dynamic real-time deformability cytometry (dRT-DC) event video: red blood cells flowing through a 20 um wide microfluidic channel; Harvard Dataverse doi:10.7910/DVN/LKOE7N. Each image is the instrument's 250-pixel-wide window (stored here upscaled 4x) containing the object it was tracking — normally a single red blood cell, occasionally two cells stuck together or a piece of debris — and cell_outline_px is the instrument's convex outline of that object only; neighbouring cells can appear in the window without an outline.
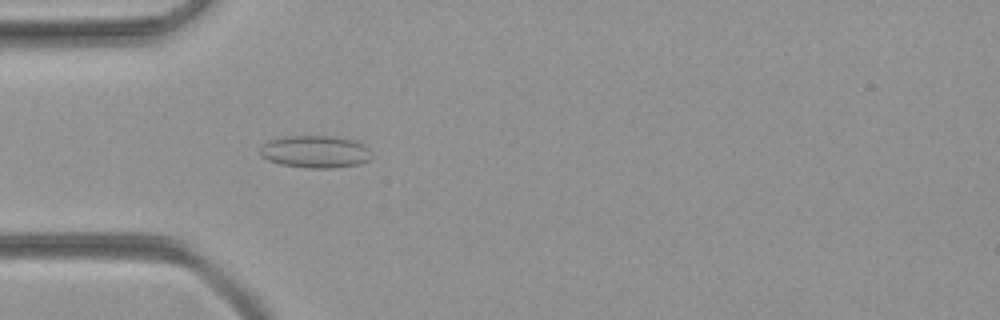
{"species": "common noctule bat (a hibernating species)", "species_latin": "Nyctalus noctula", "temperature_condition": "room temperature", "stored_images_in_passage": 37, "camera_frame_rate_fps": 3000, "um_per_image_px": 0.085, "animal": {"sex": "female", "body_mass_g": 21.9}, "frame": {"image": 1, "passage_image": 6, "time_ms": 1.667, "image_size_px": [1000, 320], "cell_outline_px": [[372, 156], [368, 160], [360, 164], [332, 168], [308, 168], [280, 164], [268, 160], [260, 156], [260, 144], [268, 140], [284, 136], [332, 136], [356, 140], [364, 144], [368, 148]], "centroid_in_image_um": [26.78, 12.89], "position_along_channel_um": 58.2, "area_um2": 21.33}}
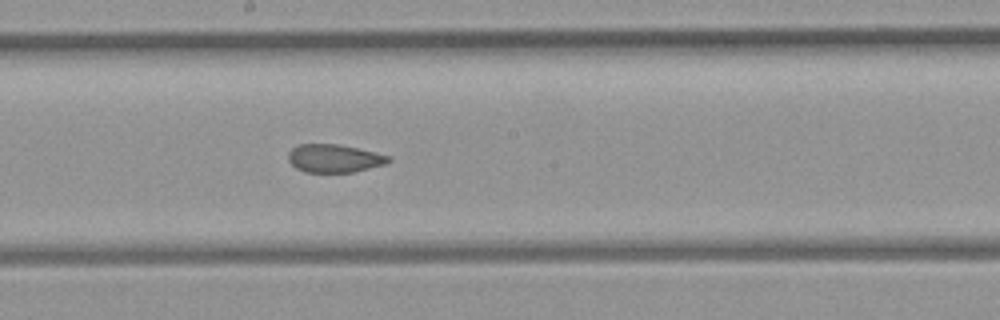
{"frame": {"image": 2, "passage_image": 18, "time_ms": 5.667, "image_size_px": [1000, 320], "cell_outline_px": [[392, 160], [384, 164], [352, 172], [304, 172], [296, 168], [288, 160], [288, 152], [292, 148], [300, 144], [336, 144], [356, 148], [392, 156]], "centroid_in_image_um": [28.39, 13.46], "position_along_channel_um": 219.8, "area_um2": 16.3}}
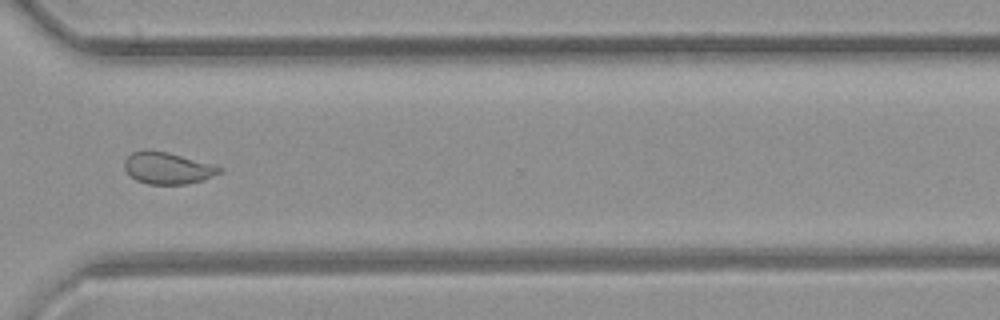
{"frame": {"image": 3, "passage_image": 28, "time_ms": 9.0, "image_size_px": [1000, 320], "cell_outline_px": [[224, 172], [204, 180], [184, 184], [148, 184], [136, 180], [124, 168], [124, 160], [132, 152], [168, 152], [212, 164], [224, 168]], "centroid_in_image_um": [14.31, 14.32], "position_along_channel_um": 356.3, "area_um2": 17.28}}